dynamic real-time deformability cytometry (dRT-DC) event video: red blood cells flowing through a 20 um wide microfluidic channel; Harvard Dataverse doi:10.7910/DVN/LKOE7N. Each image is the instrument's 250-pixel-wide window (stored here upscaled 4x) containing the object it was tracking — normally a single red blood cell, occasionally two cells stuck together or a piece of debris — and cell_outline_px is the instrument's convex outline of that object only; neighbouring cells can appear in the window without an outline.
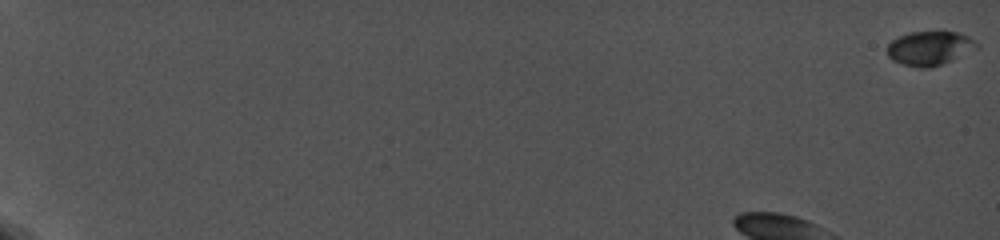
{"species": "common noctule bat (a hibernating species)", "species_latin": "Nyctalus noctula", "temperature_condition": "cold", "stored_images_in_passage": 54, "segment_of_instrument_passage": [1, 2], "camera_frame_rate_fps": 5000, "um_per_image_px": 0.085, "animal": {"sex": "female", "body_mass_g": 19.0, "forearm_length_mm": 56.7}, "frame": {"image": 1, "passage_image": 1, "time_ms": 0.0, "image_size_px": [1000, 240], "cell_outline_px": [[980, 48], [952, 60], [928, 68], [920, 68], [904, 64], [892, 60], [888, 56], [888, 44], [892, 40], [908, 32], [956, 32], [968, 36], [980, 44]], "centroid_in_image_um": [79.06, 4.09], "position_along_channel_um": 5.9, "area_um2": 17.74}}
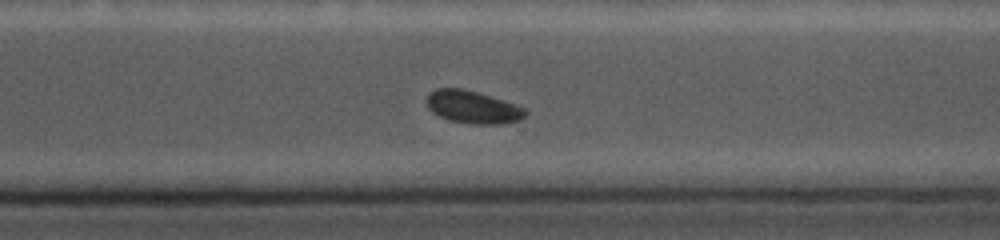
{"frame": {"image": 2, "passage_image": 46, "time_ms": 13.6, "image_size_px": [1000, 240], "cell_outline_px": [[528, 112], [520, 120], [500, 124], [468, 124], [448, 120], [432, 112], [428, 108], [428, 92], [436, 88], [464, 88], [516, 104], [528, 108]], "centroid_in_image_um": [40.2, 9.1], "position_along_channel_um": 330.4, "area_um2": 18.96}}
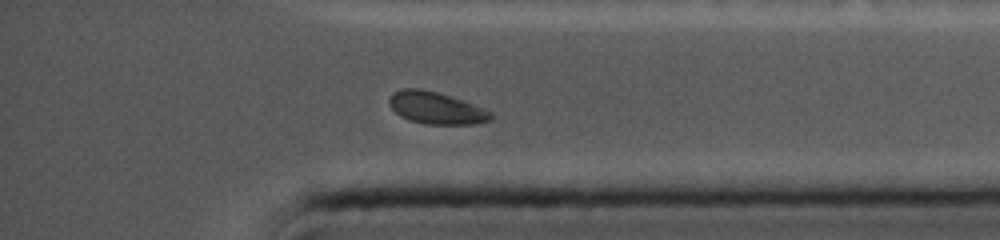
{"frame": {"image": 3, "passage_image": 50, "time_ms": 15.4, "image_size_px": [1000, 240], "cell_outline_px": [[492, 120], [476, 124], [424, 124], [400, 116], [388, 104], [388, 100], [392, 92], [400, 88], [420, 88], [436, 92], [484, 108], [492, 112]], "centroid_in_image_um": [37.04, 9.18], "position_along_channel_um": 398.2, "area_um2": 18.9}}